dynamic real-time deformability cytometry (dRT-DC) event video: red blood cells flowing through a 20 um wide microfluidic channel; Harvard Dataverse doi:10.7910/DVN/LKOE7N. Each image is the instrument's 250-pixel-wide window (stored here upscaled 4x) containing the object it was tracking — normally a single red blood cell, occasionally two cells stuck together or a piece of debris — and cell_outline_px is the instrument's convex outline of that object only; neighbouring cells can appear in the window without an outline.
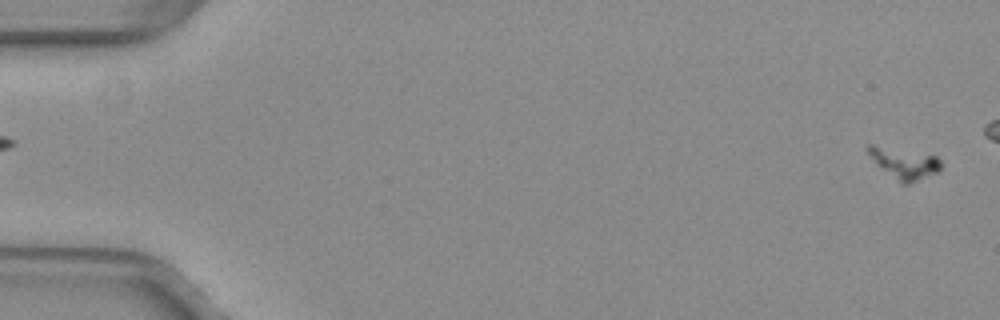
{"species": "common noctule bat (a hibernating species)", "species_latin": "Nyctalus noctula", "temperature_condition": "warm", "stored_images_in_passage": 24, "camera_frame_rate_fps": 3000, "um_per_image_px": 0.085, "animal": {"sex": "female", "body_mass_g": 29.2, "forearm_length_mm": 56.3}, "frame": {"image": 1, "passage_image": 2, "time_ms": 0.333, "image_size_px": [1000, 320], "cell_outline_px": [[940, 168], [936, 172], [908, 184], [900, 184], [876, 164], [864, 148], [868, 144], [872, 144], [936, 156], [940, 160]], "centroid_in_image_um": [76.79, 13.87], "position_along_channel_um": 8.2, "area_um2": 12.95}}
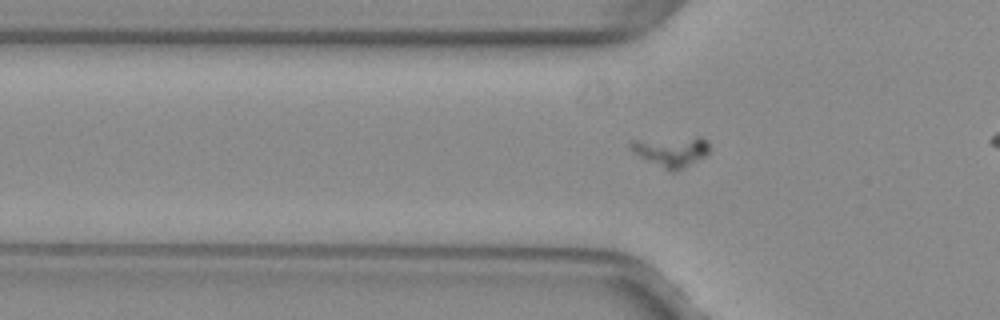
{"frame": {"image": 2, "passage_image": 19, "time_ms": 6.0, "image_size_px": [1000, 320], "cell_outline_px": [[708, 152], [704, 156], [684, 168], [676, 172], [668, 172], [640, 156], [628, 148], [628, 144], [632, 140], [704, 140], [708, 144]], "centroid_in_image_um": [56.96, 12.96], "position_along_channel_um": 68.8, "area_um2": 12.95}}